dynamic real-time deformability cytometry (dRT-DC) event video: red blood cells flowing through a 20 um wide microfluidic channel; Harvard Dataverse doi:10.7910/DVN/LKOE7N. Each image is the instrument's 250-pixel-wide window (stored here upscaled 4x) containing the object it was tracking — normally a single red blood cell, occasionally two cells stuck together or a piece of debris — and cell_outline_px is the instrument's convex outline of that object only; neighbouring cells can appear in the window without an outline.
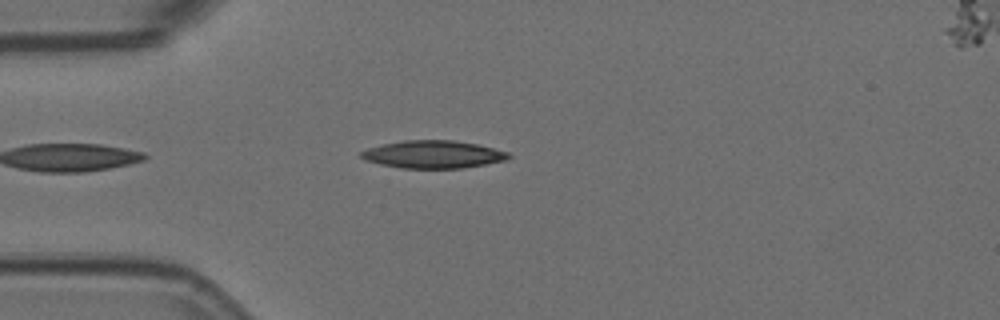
{"species": "Egyptian fruit bat (a non-hibernating species)", "species_latin": "Rousettus aegyptiacus", "temperature_condition": "room temperature", "stored_images_in_passage": 4, "camera_frame_rate_fps": 3000, "um_per_image_px": 0.085, "animal": {"sex": "female"}, "frame": {"image": 1, "passage_image": 3, "time_ms": 0.667, "image_size_px": [1000, 320], "cell_outline_px": [[512, 156], [504, 160], [484, 164], [460, 168], [400, 168], [380, 164], [364, 160], [360, 156], [360, 152], [368, 148], [384, 144], [404, 140], [452, 140], [476, 144], [508, 152]], "centroid_in_image_um": [36.78, 13.12], "position_along_channel_um": 48.2, "area_um2": 23.52}}